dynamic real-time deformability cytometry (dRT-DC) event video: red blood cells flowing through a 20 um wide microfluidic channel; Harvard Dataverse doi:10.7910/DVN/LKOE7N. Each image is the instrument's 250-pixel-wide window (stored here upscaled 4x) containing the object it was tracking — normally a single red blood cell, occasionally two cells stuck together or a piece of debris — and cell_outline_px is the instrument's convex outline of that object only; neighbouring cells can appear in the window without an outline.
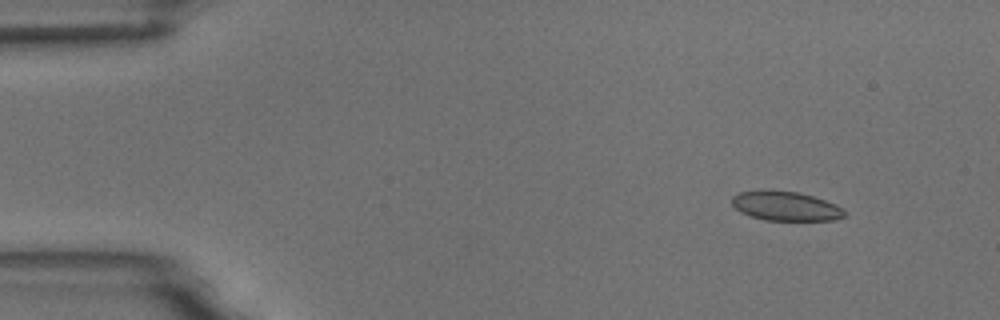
{"species": "common noctule bat (a hibernating species)", "species_latin": "Nyctalus noctula", "temperature_condition": "room temperature", "stored_images_in_passage": 5, "camera_frame_rate_fps": 3000, "um_per_image_px": 0.085, "animal": {"sex": "male", "body_mass_g": 18.8}, "frame": {"image": 1, "passage_image": 2, "time_ms": 1.333, "image_size_px": [1000, 320], "cell_outline_px": [[848, 216], [836, 220], [764, 220], [740, 212], [732, 204], [732, 196], [740, 192], [796, 192], [812, 196], [836, 204], [848, 212]], "centroid_in_image_um": [66.87, 17.56], "position_along_channel_um": 18.1, "area_um2": 18.79}}
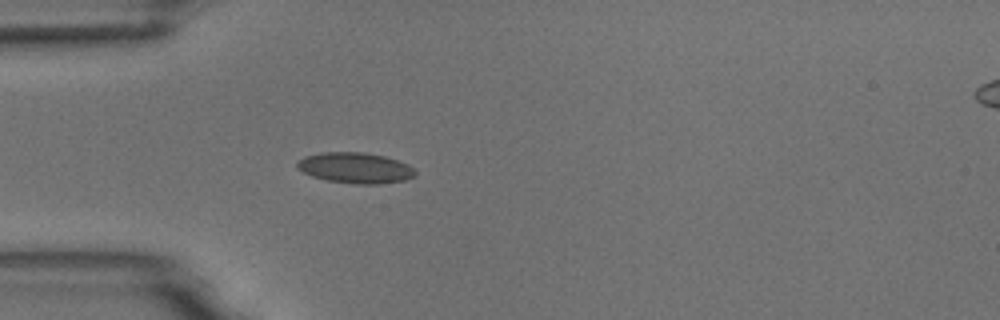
{"frame": {"image": 2, "passage_image": 5, "time_ms": 4.667, "image_size_px": [1000, 320], "cell_outline_px": [[416, 176], [404, 180], [380, 184], [356, 184], [328, 180], [312, 176], [296, 168], [296, 164], [304, 156], [320, 152], [364, 152], [384, 156], [408, 164], [416, 172]], "centroid_in_image_um": [30.2, 14.26], "position_along_channel_um": 54.8, "area_um2": 21.1}}